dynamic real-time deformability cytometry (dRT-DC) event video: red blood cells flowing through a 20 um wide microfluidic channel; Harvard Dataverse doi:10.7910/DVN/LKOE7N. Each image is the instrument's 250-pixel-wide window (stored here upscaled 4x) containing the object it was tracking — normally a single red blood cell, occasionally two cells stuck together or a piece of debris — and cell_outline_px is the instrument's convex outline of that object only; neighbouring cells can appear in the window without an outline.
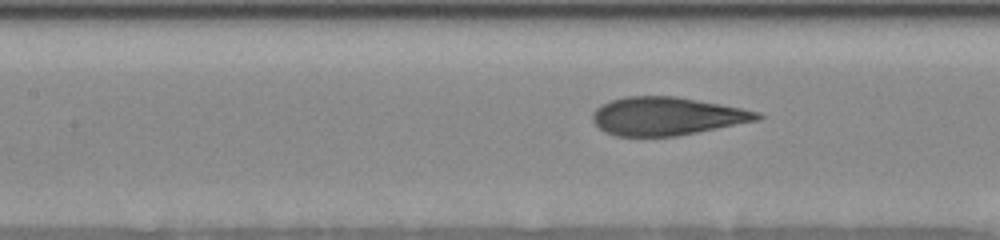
{"species": "human", "species_latin": "Homo sapiens", "temperature_condition": "room temperature", "stored_images_in_passage": 5, "segment_of_instrument_passage": [2, 2], "camera_frame_rate_fps": 3000, "um_per_image_px": 0.085, "donor": {"sex": "female"}, "frame": {"image": 1, "passage_image": 5, "time_ms": 3.667, "image_size_px": [1000, 240], "cell_outline_px": [[764, 116], [756, 120], [676, 136], [616, 136], [600, 128], [592, 120], [592, 112], [596, 108], [612, 100], [628, 96], [676, 96], [720, 104], [760, 112]], "centroid_in_image_um": [56.65, 9.87], "position_along_channel_um": 150.7, "area_um2": 36.07}}